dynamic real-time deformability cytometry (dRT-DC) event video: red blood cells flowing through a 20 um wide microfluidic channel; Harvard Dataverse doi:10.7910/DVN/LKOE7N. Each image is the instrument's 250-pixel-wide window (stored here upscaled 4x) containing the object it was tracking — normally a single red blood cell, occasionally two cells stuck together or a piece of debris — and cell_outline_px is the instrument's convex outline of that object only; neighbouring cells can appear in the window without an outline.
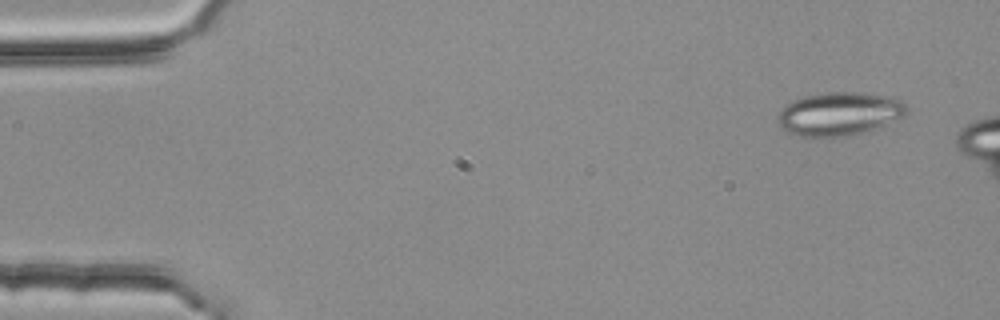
{"species": "common noctule bat (a hibernating species)", "species_latin": "Nyctalus noctula", "temperature_condition": "room temperature", "stored_images_in_passage": 2, "camera_frame_rate_fps": 3000, "um_per_image_px": 0.085, "animal": {"sex": "female", "body_mass_g": 25.1}, "frame": {"image": 1, "passage_image": 1, "time_ms": 0.0, "image_size_px": [1000, 320], "cell_outline_px": [[908, 112], [904, 116], [884, 124], [860, 132], [840, 136], [800, 136], [788, 132], [780, 128], [776, 120], [780, 112], [792, 100], [804, 96], [828, 92], [868, 92], [888, 96], [900, 100], [908, 108]], "centroid_in_image_um": [71.32, 9.65], "position_along_channel_um": 13.7, "area_um2": 32.19}}